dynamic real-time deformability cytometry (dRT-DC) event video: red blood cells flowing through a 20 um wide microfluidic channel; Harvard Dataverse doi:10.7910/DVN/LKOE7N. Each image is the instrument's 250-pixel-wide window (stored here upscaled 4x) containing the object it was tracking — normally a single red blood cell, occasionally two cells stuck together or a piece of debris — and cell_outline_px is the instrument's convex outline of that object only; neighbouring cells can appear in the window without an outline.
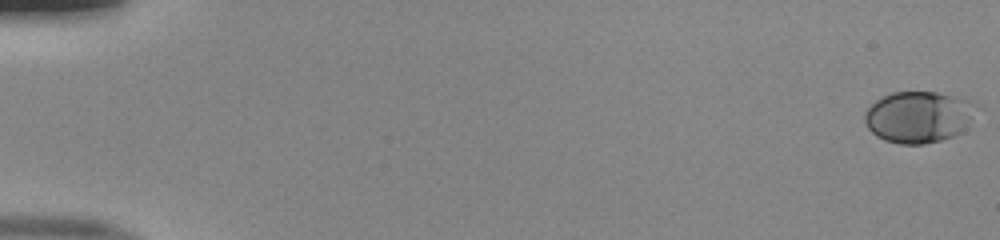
{"species": "human", "species_latin": "Homo sapiens", "temperature_condition": "room temperature", "stored_images_in_passage": 53, "camera_frame_rate_fps": 3000, "um_per_image_px": 0.085, "donor": {"sex": "male"}, "frame": {"image": 1, "passage_image": 1, "time_ms": 0.0, "image_size_px": [1000, 240], "cell_outline_px": [[984, 108], [964, 132], [940, 140], [924, 144], [900, 144], [884, 140], [876, 136], [868, 128], [864, 120], [864, 112], [876, 100], [892, 92], [936, 92], [964, 96]], "centroid_in_image_um": [78.22, 9.92], "position_along_channel_um": 6.8, "area_um2": 34.62}}
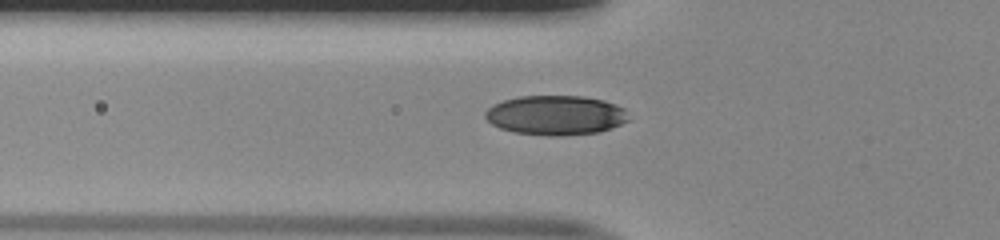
{"frame": {"image": 2, "passage_image": 20, "time_ms": 6.333, "image_size_px": [1000, 240], "cell_outline_px": [[628, 120], [612, 128], [600, 132], [560, 136], [548, 136], [516, 132], [500, 128], [492, 124], [484, 116], [484, 112], [492, 104], [504, 100], [520, 96], [584, 96], [604, 100], [616, 104], [624, 108]], "centroid_in_image_um": [47.22, 9.79], "position_along_channel_um": 78.6, "area_um2": 33.12}}
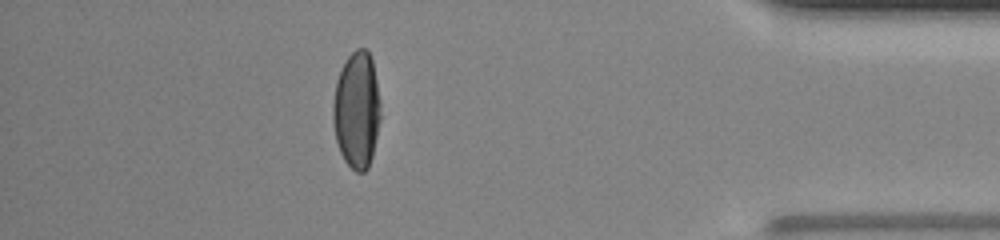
{"frame": {"image": 3, "passage_image": 47, "time_ms": 15.333, "image_size_px": [1000, 240], "cell_outline_px": [[380, 120], [372, 156], [368, 168], [364, 172], [356, 172], [344, 160], [340, 152], [336, 140], [332, 120], [332, 104], [336, 80], [340, 68], [348, 56], [356, 48], [364, 48], [368, 52], [372, 60], [376, 80], [380, 104]], "centroid_in_image_um": [30.3, 9.34], "position_along_channel_um": 404.9, "area_um2": 32.48}, "authors_computed_cell_mechanics": {"area_um2": 32.5992, "velocity_mm_per_s": 4.0191, "shape_relaxation_time_tau1_ms": 4.1672, "shape_relaxation_time_tau2_ms": null, "deformation_change_tau1": 0.1718, "deformation_change_tau2": null}}